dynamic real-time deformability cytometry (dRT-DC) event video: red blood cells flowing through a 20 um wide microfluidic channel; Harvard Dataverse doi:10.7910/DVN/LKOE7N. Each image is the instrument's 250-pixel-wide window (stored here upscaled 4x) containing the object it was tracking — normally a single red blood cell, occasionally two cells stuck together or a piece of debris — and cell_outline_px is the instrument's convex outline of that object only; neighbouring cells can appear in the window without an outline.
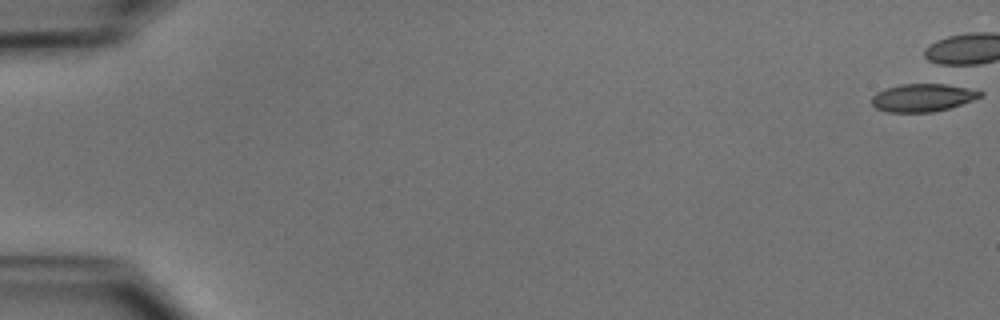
{"species": "common noctule bat (a hibernating species)", "species_latin": "Nyctalus noctula", "temperature_condition": "cold", "stored_images_in_passage": 4, "camera_frame_rate_fps": 3000, "um_per_image_px": 0.085, "animal": {"sex": "male", "body_mass_g": 15.6}, "frame": {"image": 1, "passage_image": 1, "time_ms": 0.0, "image_size_px": [1000, 320], "cell_outline_px": [[984, 92], [980, 96], [972, 100], [948, 108], [932, 112], [888, 112], [876, 108], [872, 104], [872, 96], [876, 92], [884, 88], [900, 84], [944, 84]], "centroid_in_image_um": [78.35, 8.3], "position_along_channel_um": 6.6, "area_um2": 17.34}}